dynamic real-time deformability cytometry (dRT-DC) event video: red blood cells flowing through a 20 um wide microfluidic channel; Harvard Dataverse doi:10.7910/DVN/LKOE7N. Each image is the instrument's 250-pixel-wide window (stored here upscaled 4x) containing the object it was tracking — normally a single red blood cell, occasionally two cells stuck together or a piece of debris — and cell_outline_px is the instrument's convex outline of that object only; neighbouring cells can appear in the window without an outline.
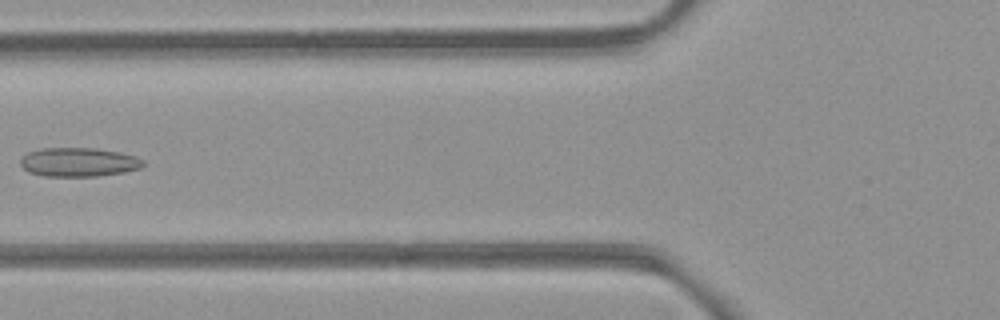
{"species": "common noctule bat (a hibernating species)", "species_latin": "Nyctalus noctula", "temperature_condition": "room temperature", "stored_images_in_passage": 6, "camera_frame_rate_fps": 3000, "um_per_image_px": 0.085, "animal": {"sex": "female", "body_mass_g": 21.9}, "frame": {"image": 1, "passage_image": 5, "time_ms": 1.333, "image_size_px": [1000, 320], "cell_outline_px": [[144, 164], [140, 168], [124, 172], [96, 176], [44, 176], [28, 172], [20, 164], [20, 160], [28, 152], [44, 148], [96, 148], [120, 152], [136, 156], [144, 160]], "centroid_in_image_um": [6.7, 13.78], "position_along_channel_um": 119.1, "area_um2": 20.69}}
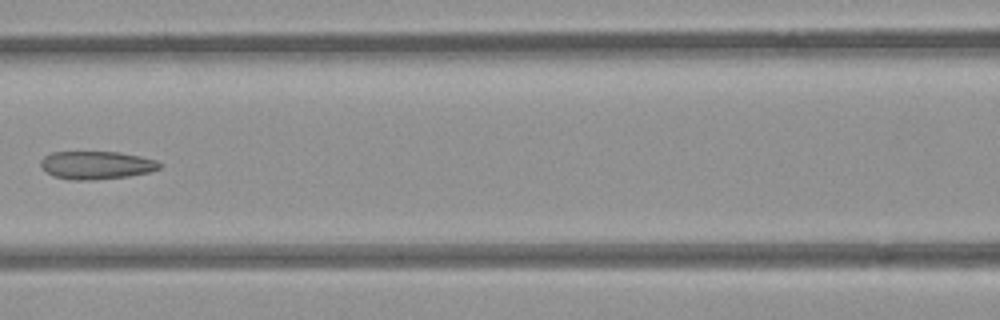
{"frame": {"image": 2, "passage_image": 6, "time_ms": 1.667, "image_size_px": [1000, 320], "cell_outline_px": [[164, 164], [160, 168], [148, 172], [128, 176], [92, 180], [72, 180], [52, 176], [40, 164], [40, 160], [44, 156], [52, 152], [120, 152], [140, 156], [156, 160]], "centroid_in_image_um": [8.21, 14.03], "position_along_channel_um": 158.4, "area_um2": 19.42}}